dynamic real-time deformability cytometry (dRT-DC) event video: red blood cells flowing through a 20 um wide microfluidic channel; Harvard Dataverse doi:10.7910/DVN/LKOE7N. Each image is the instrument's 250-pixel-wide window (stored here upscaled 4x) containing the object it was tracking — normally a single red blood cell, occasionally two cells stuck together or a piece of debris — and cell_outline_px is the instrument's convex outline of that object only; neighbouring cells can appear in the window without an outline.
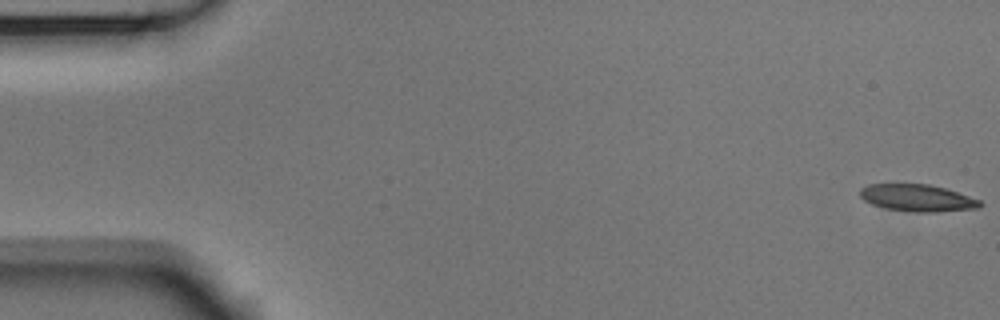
{"species": "Egyptian fruit bat (a non-hibernating species)", "species_latin": "Rousettus aegyptiacus", "temperature_condition": "room temperature", "stored_images_in_passage": 55, "camera_frame_rate_fps": 3000, "um_per_image_px": 0.085, "animal": {"sex": "male"}, "frame": {"image": 1, "passage_image": 1, "time_ms": 0.0, "image_size_px": [1000, 320], "cell_outline_px": [[984, 204], [980, 208], [936, 212], [916, 212], [888, 208], [872, 204], [864, 200], [860, 196], [860, 188], [868, 184], [928, 184], [944, 188], [980, 200]], "centroid_in_image_um": [77.99, 16.82], "position_along_channel_um": 7.0, "area_um2": 18.73}}
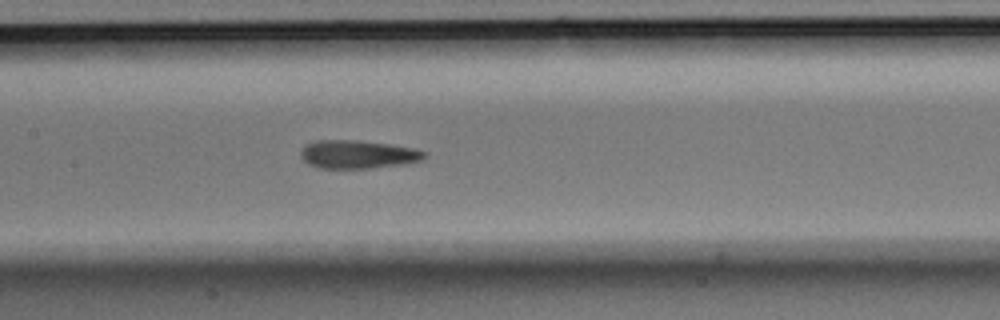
{"frame": {"image": 2, "passage_image": 26, "time_ms": 8.333, "image_size_px": [1000, 320], "cell_outline_px": [[428, 156], [424, 160], [404, 164], [372, 168], [320, 168], [308, 164], [300, 156], [300, 152], [308, 144], [316, 140], [356, 140], [392, 144], [416, 148], [428, 152]], "centroid_in_image_um": [30.5, 13.12], "position_along_channel_um": 176.9, "area_um2": 20.63}}
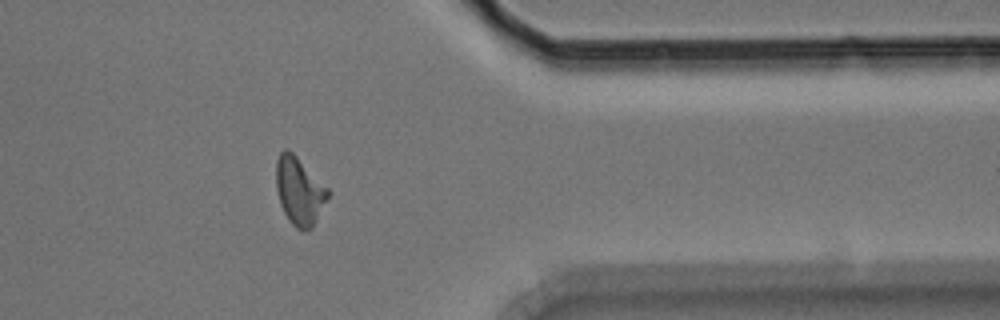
{"frame": {"image": 3, "passage_image": 44, "time_ms": 14.333, "image_size_px": [1000, 320], "cell_outline_px": [[332, 192], [312, 228], [304, 232], [296, 228], [288, 220], [280, 204], [276, 188], [276, 160], [280, 152], [284, 148], [288, 148]], "centroid_in_image_um": [25.45, 16.25], "position_along_channel_um": 386.0, "area_um2": 20.63}, "authors_computed_cell_mechanics": {"area_um2": 19.7098, "velocity_mm_per_s": 3.7334, "shape_relaxation_time_tau1_ms": null, "shape_relaxation_time_tau2_ms": 6.6828, "deformation_change_tau1": null, "deformation_change_tau2": 0.1657}}